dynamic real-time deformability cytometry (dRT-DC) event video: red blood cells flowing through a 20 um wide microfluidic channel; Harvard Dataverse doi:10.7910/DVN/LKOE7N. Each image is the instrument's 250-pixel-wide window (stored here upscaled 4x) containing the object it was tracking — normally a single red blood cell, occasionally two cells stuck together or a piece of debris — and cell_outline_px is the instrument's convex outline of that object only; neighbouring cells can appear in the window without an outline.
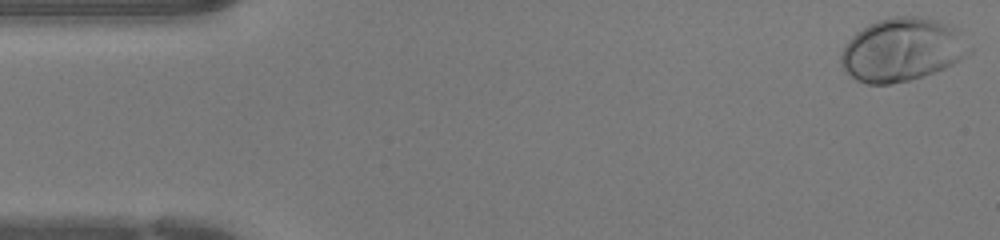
{"species": "human", "species_latin": "Homo sapiens", "temperature_condition": "warm", "stored_images_in_passage": 44, "camera_frame_rate_fps": 3000, "um_per_image_px": 0.085, "donor": {"sex": "female"}, "frame": {"image": 1, "passage_image": 1, "time_ms": 0.0, "image_size_px": [1000, 240], "cell_outline_px": [[972, 52], [960, 60], [944, 68], [924, 76], [908, 80], [888, 84], [864, 84], [856, 80], [844, 72], [840, 64], [840, 56], [848, 40], [856, 32], [868, 24], [892, 16], [924, 16], [948, 24], [956, 28], [972, 48]], "centroid_in_image_um": [76.67, 4.23], "position_along_channel_um": 8.3, "area_um2": 47.57}}
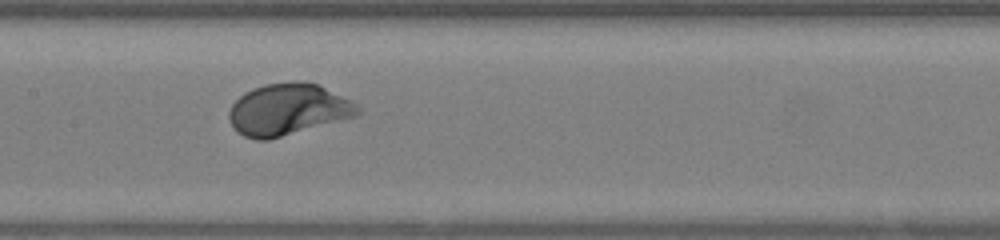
{"frame": {"image": 2, "passage_image": 21, "time_ms": 6.667, "image_size_px": [1000, 240], "cell_outline_px": [[360, 112], [356, 116], [268, 140], [256, 140], [244, 136], [236, 132], [228, 116], [228, 112], [232, 104], [244, 92], [252, 88], [264, 84], [296, 80], [300, 80], [320, 84], [352, 100], [360, 108]], "centroid_in_image_um": [24.48, 9.28], "position_along_channel_um": 182.9, "area_um2": 39.02}}
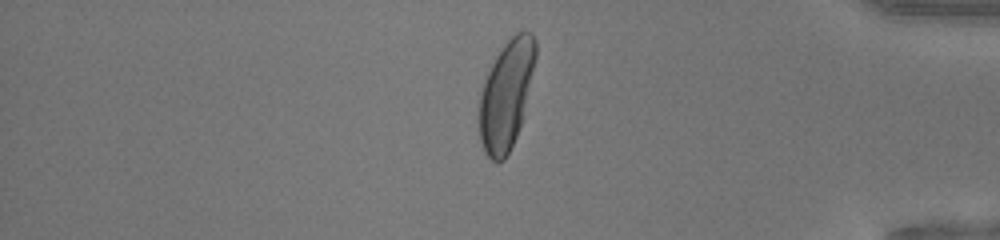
{"frame": {"image": 3, "passage_image": 37, "time_ms": 12.0, "image_size_px": [1000, 240], "cell_outline_px": [[536, 56], [520, 124], [516, 136], [504, 160], [492, 160], [484, 152], [480, 140], [480, 92], [484, 76], [496, 56], [504, 44], [516, 32], [532, 32], [536, 40]], "centroid_in_image_um": [43.01, 8.01], "position_along_channel_um": 392.2, "area_um2": 35.03}}